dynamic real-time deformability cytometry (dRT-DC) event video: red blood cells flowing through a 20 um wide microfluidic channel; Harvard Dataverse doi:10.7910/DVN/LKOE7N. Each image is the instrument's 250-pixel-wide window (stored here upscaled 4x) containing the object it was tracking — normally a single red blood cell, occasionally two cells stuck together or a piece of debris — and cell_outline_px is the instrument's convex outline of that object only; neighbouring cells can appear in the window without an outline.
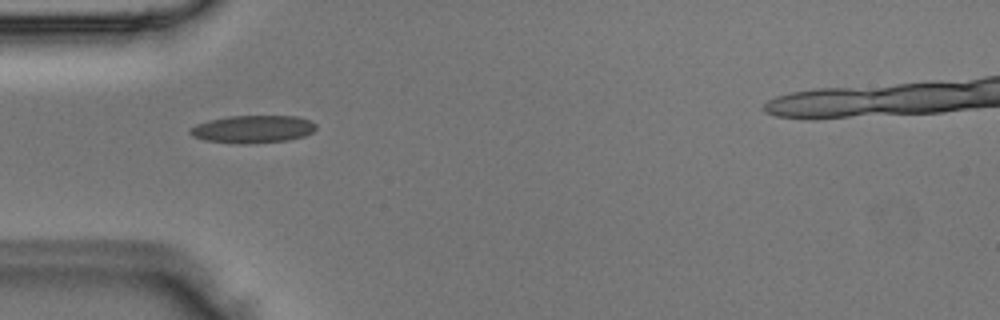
{"species": "Egyptian fruit bat (a non-hibernating species)", "species_latin": "Rousettus aegyptiacus", "temperature_condition": "room temperature", "stored_images_in_passage": 4, "camera_frame_rate_fps": 3000, "um_per_image_px": 0.085, "animal": {"sex": "male"}, "frame": {"image": 1, "passage_image": 1, "time_ms": 0.0, "image_size_px": [1000, 320], "cell_outline_px": [[316, 128], [312, 132], [304, 136], [288, 140], [248, 144], [244, 144], [204, 140], [192, 136], [188, 132], [188, 128], [196, 124], [208, 120], [228, 116], [296, 116], [308, 120], [316, 124]], "centroid_in_image_um": [21.45, 10.97], "position_along_channel_um": 63.6, "area_um2": 20.35}}
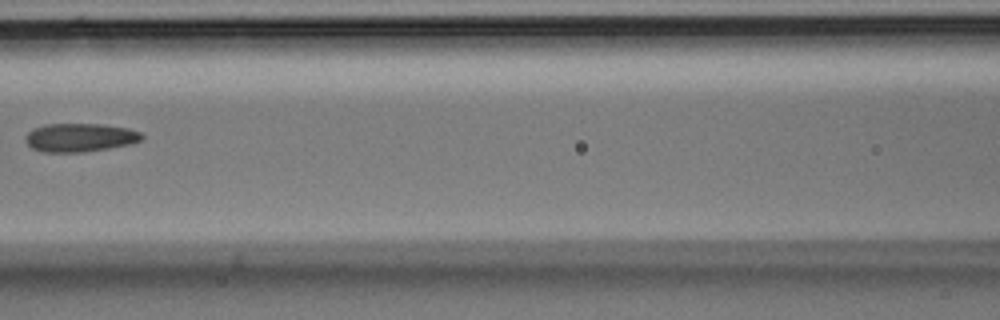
{"frame": {"image": 2, "passage_image": 3, "time_ms": 0.667, "image_size_px": [1000, 320], "cell_outline_px": [[144, 136], [140, 140], [132, 144], [108, 148], [80, 152], [44, 152], [32, 148], [28, 144], [28, 132], [32, 128], [44, 124], [104, 124], [128, 128], [140, 132]], "centroid_in_image_um": [6.82, 11.68], "position_along_channel_um": 159.8, "area_um2": 19.19}}
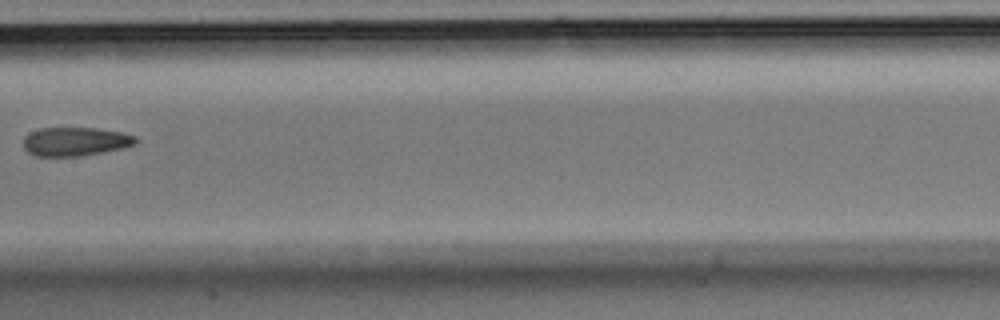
{"frame": {"image": 3, "passage_image": 4, "time_ms": 1.0, "image_size_px": [1000, 320], "cell_outline_px": [[136, 144], [124, 148], [80, 156], [36, 156], [28, 152], [24, 148], [24, 136], [40, 128], [96, 128], [120, 132], [136, 136]], "centroid_in_image_um": [6.4, 12.03], "position_along_channel_um": 201.0, "area_um2": 18.73}}